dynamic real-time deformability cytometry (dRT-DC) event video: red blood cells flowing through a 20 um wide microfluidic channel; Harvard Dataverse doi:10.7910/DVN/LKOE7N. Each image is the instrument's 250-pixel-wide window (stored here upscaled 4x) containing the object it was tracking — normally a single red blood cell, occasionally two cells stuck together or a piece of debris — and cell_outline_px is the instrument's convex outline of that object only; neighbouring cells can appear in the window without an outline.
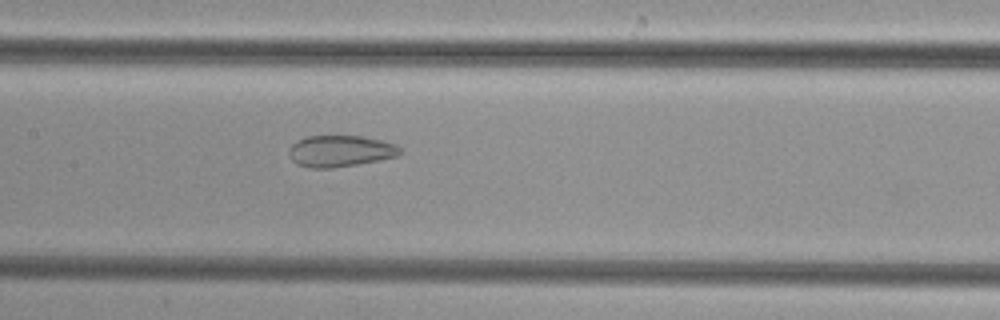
{"species": "common noctule bat (a hibernating species)", "species_latin": "Nyctalus noctula", "temperature_condition": "cold", "stored_images_in_passage": 31, "camera_frame_rate_fps": 3000, "um_per_image_px": 0.085, "animal": {"sex": "female", "body_mass_g": 29.2, "forearm_length_mm": 56.3}, "frame": {"image": 1, "passage_image": 10, "time_ms": 3.0, "image_size_px": [1000, 320], "cell_outline_px": [[400, 152], [396, 156], [356, 164], [332, 168], [308, 168], [296, 164], [292, 160], [288, 152], [292, 144], [296, 140], [308, 136], [360, 136], [380, 140], [396, 144], [400, 148]], "centroid_in_image_um": [28.86, 12.84], "position_along_channel_um": 178.5, "area_um2": 20.17}}
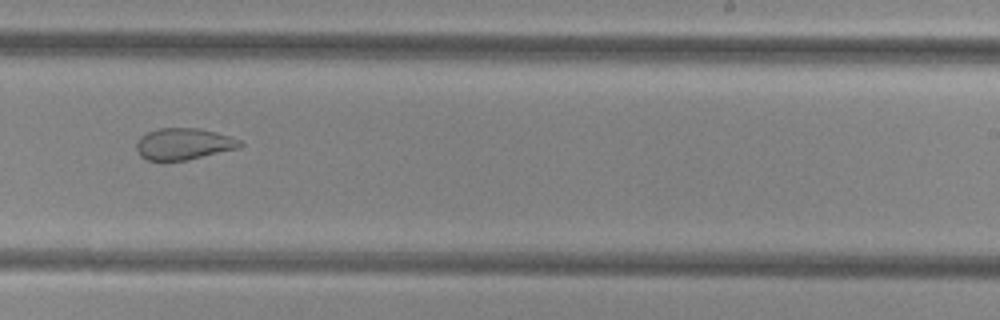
{"frame": {"image": 2, "passage_image": 17, "time_ms": 5.333, "image_size_px": [1000, 320], "cell_outline_px": [[244, 144], [236, 148], [188, 160], [148, 160], [140, 156], [136, 148], [136, 144], [140, 136], [148, 132], [160, 128], [196, 128], [216, 132], [232, 136], [240, 140]], "centroid_in_image_um": [15.6, 12.23], "position_along_channel_um": 273.4, "area_um2": 18.9}}
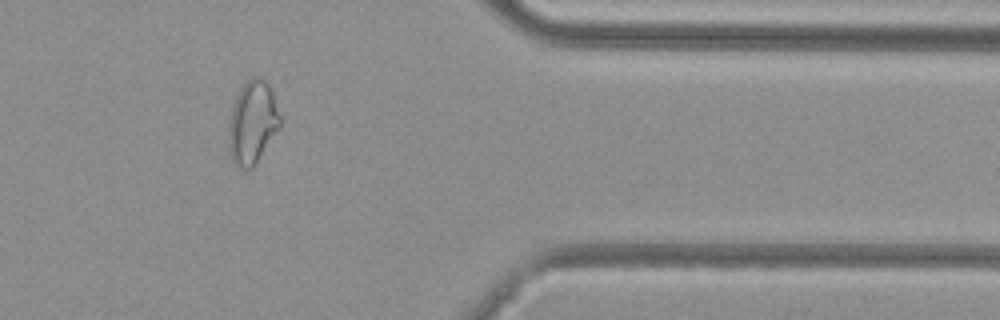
{"frame": {"image": 3, "passage_image": 27, "time_ms": 8.667, "image_size_px": [1000, 320], "cell_outline_px": [[280, 128], [256, 164], [252, 168], [240, 168], [232, 164], [228, 148], [228, 132], [232, 108], [240, 88], [252, 76], [264, 76], [272, 88], [280, 116]], "centroid_in_image_um": [21.47, 10.41], "position_along_channel_um": 389.9, "area_um2": 25.32}}